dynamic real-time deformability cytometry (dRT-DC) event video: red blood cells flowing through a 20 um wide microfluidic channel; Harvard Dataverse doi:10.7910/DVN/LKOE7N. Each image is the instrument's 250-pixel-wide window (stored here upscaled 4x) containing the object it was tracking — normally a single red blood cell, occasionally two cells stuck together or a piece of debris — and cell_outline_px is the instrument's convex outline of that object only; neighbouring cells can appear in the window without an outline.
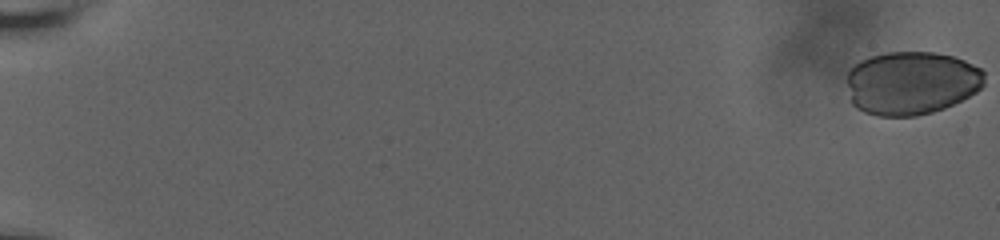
{"species": "human", "species_latin": "Homo sapiens", "temperature_condition": "room temperature", "stored_images_in_passage": 44, "camera_frame_rate_fps": 3000, "um_per_image_px": 0.085, "donor": {"sex": "male"}, "frame": {"image": 1, "passage_image": 1, "time_ms": 0.0, "image_size_px": [1000, 240], "cell_outline_px": [[984, 84], [976, 92], [944, 108], [932, 112], [916, 116], [876, 116], [864, 112], [856, 108], [852, 104], [848, 84], [848, 72], [860, 60], [868, 56], [888, 52], [936, 52], [952, 56], [964, 60], [980, 68], [984, 72]], "centroid_in_image_um": [77.46, 7.05], "position_along_channel_um": 7.5, "area_um2": 50.86}}
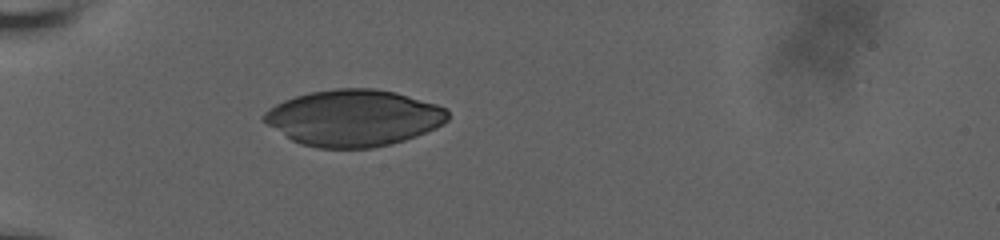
{"frame": {"image": 2, "passage_image": 19, "time_ms": 7.0, "image_size_px": [1000, 240], "cell_outline_px": [[448, 120], [444, 124], [436, 128], [416, 136], [392, 144], [372, 148], [316, 148], [300, 144], [292, 140], [268, 124], [260, 116], [264, 112], [276, 104], [284, 100], [296, 96], [312, 92], [336, 88], [372, 88], [396, 92], [436, 104], [448, 108]], "centroid_in_image_um": [30.09, 10.03], "position_along_channel_um": 54.9, "area_um2": 60.52}}
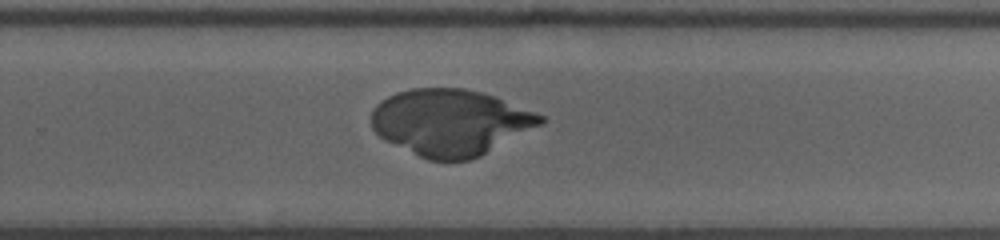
{"frame": {"image": 3, "passage_image": 36, "time_ms": 14.0, "image_size_px": [1000, 240], "cell_outline_px": [[544, 120], [540, 124], [480, 156], [468, 160], [428, 160], [384, 140], [372, 128], [372, 112], [376, 104], [388, 96], [396, 92], [412, 88], [464, 88], [496, 96], [536, 112], [544, 116]], "centroid_in_image_um": [38.26, 10.38], "position_along_channel_um": 291.5, "area_um2": 64.85}}